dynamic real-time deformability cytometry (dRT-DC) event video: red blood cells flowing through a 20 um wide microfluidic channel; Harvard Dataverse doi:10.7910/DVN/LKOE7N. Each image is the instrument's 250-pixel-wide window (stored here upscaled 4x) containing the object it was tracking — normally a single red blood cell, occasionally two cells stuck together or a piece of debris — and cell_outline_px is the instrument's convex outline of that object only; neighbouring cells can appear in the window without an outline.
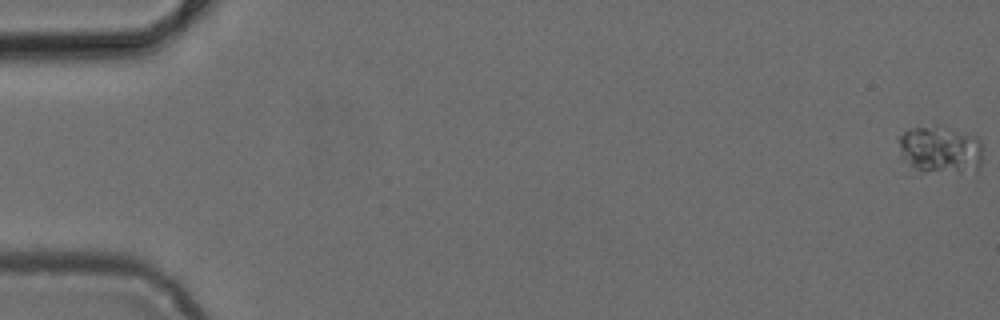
{"species": "common noctule bat (a hibernating species)", "species_latin": "Nyctalus noctula", "temperature_condition": "cold", "stored_images_in_passage": 23, "camera_frame_rate_fps": 3000, "um_per_image_px": 0.085, "animal": {"sex": "female", "body_mass_g": 24.6, "forearm_length_mm": 56.2}, "frame": {"image": 1, "passage_image": 1, "time_ms": 0.0, "image_size_px": [1000, 320], "cell_outline_px": [[980, 168], [976, 176], [924, 172], [908, 164], [900, 156], [896, 136], [908, 128], [928, 128], [956, 132], [976, 136], [980, 140]], "centroid_in_image_um": [79.92, 12.85], "position_along_channel_um": 5.1, "area_um2": 23.64}}
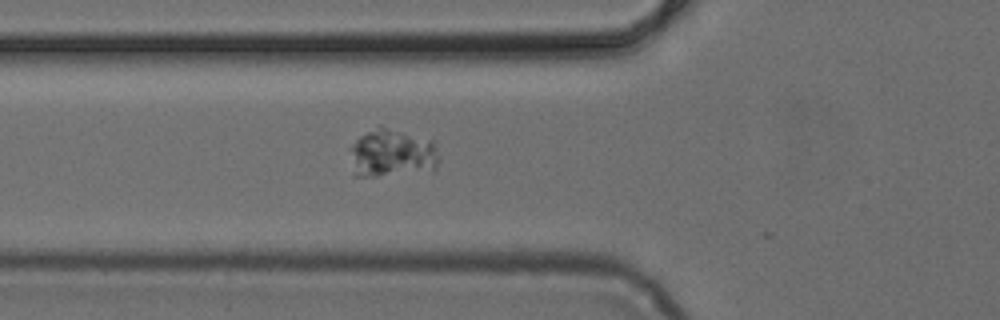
{"frame": {"image": 2, "passage_image": 19, "time_ms": 6.0, "image_size_px": [1000, 320], "cell_outline_px": [[440, 160], [436, 172], [376, 176], [352, 176], [348, 148], [360, 136], [380, 124], [432, 140], [440, 156]], "centroid_in_image_um": [33.34, 13.05], "position_along_channel_um": 92.5, "area_um2": 26.18}}
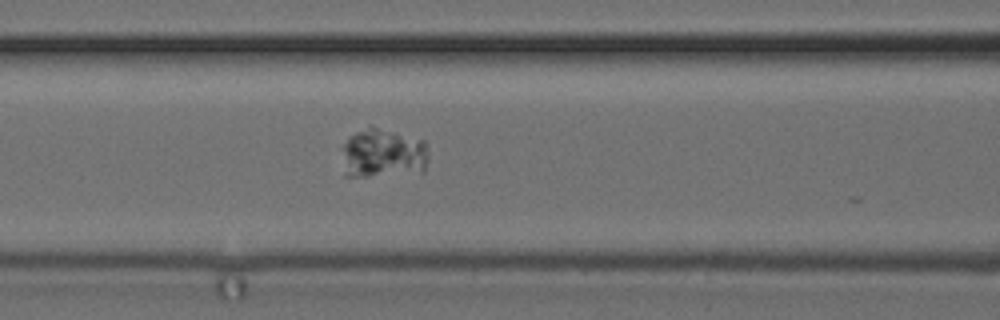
{"frame": {"image": 3, "passage_image": 22, "time_ms": 7.0, "image_size_px": [1000, 320], "cell_outline_px": [[428, 160], [424, 172], [368, 176], [344, 176], [344, 144], [348, 136], [368, 124], [372, 124], [424, 140], [428, 144]], "centroid_in_image_um": [32.6, 12.99], "position_along_channel_um": 134.0, "area_um2": 25.61}}